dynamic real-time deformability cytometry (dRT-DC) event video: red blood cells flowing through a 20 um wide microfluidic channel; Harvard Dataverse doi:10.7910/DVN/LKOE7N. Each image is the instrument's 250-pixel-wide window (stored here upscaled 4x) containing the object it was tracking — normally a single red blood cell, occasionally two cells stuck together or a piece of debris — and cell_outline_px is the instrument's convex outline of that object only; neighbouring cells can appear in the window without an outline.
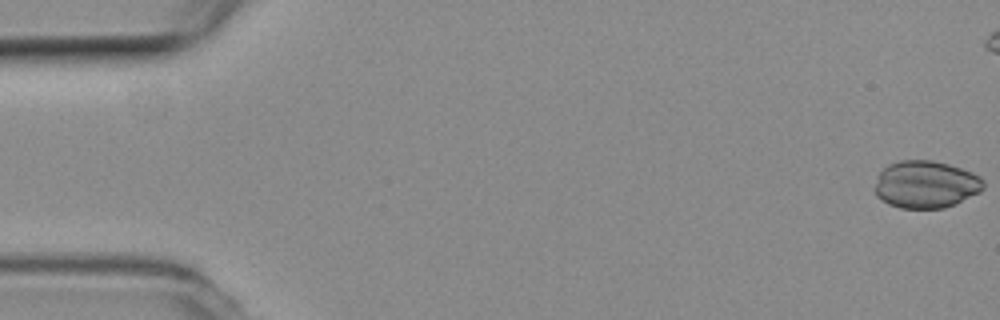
{"species": "common noctule bat (a hibernating species)", "species_latin": "Nyctalus noctula", "temperature_condition": "room temperature", "stored_images_in_passage": 12, "camera_frame_rate_fps": 3000, "um_per_image_px": 0.085, "animal": {"sex": "female", "body_mass_g": 19.3, "forearm_length_mm": 54.1}, "frame": {"image": 1, "passage_image": 1, "time_ms": 0.0, "image_size_px": [1000, 320], "cell_outline_px": [[984, 188], [980, 192], [944, 208], [900, 208], [888, 204], [880, 200], [876, 196], [876, 184], [880, 172], [888, 164], [900, 160], [932, 160], [948, 164], [972, 172], [980, 176], [984, 180]], "centroid_in_image_um": [78.7, 15.67], "position_along_channel_um": 6.3, "area_um2": 29.94}}